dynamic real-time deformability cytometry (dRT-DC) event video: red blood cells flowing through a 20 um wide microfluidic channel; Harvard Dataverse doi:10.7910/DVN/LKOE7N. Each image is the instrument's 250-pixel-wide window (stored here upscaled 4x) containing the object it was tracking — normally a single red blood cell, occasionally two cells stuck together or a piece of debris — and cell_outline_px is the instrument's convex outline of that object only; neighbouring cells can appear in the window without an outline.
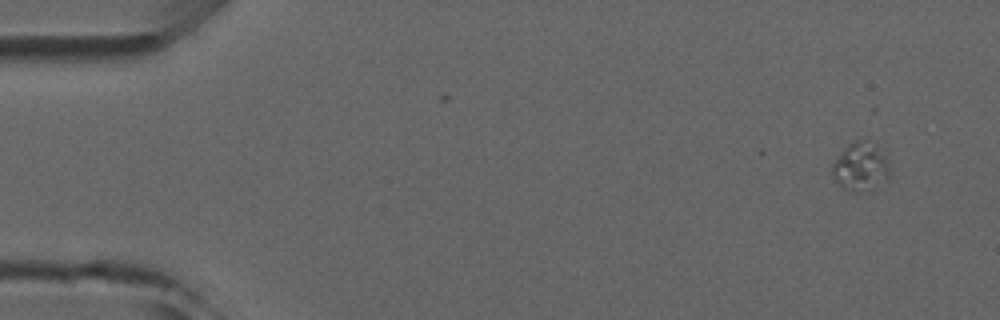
{"species": "common noctule bat (a hibernating species)", "species_latin": "Nyctalus noctula", "temperature_condition": "room temperature", "stored_images_in_passage": 7, "camera_frame_rate_fps": 3000, "um_per_image_px": 0.085, "animal": {"sex": "male", "forearm_length_mm": 52.5}, "frame": {"image": 1, "passage_image": 1, "time_ms": 0.0, "image_size_px": [1000, 320], "cell_outline_px": [[888, 180], [868, 192], [848, 192], [832, 176], [832, 164], [840, 152], [848, 144], [856, 140], [860, 140], [876, 144], [884, 148], [888, 160]], "centroid_in_image_um": [73.18, 14.18], "position_along_channel_um": 11.8, "area_um2": 16.65}}
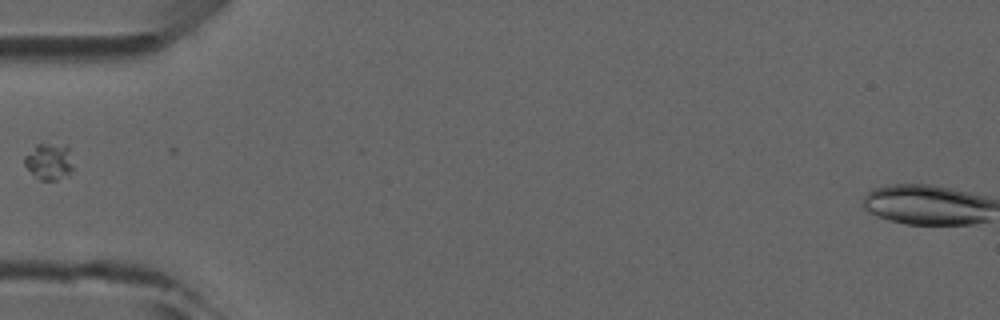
{"frame": {"image": 2, "passage_image": 5, "time_ms": 4.667, "image_size_px": [1000, 320], "cell_outline_px": [[72, 172], [56, 180], [40, 180], [24, 164], [24, 156], [36, 144], [68, 144], [72, 168]], "centroid_in_image_um": [4.17, 13.7], "position_along_channel_um": 80.8, "area_um2": 10.23}}
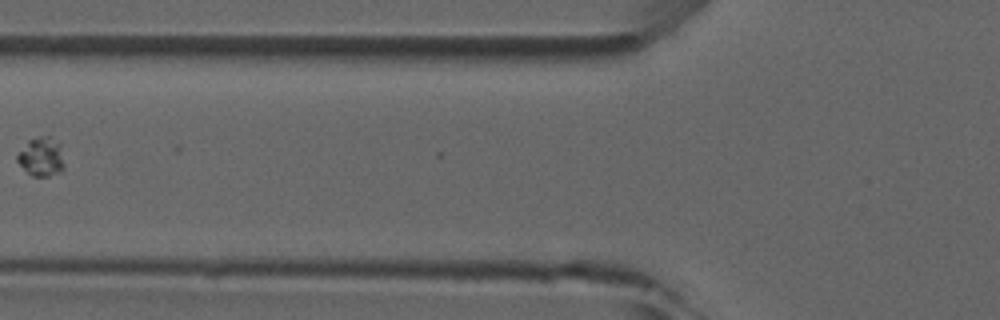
{"frame": {"image": 3, "passage_image": 6, "time_ms": 5.667, "image_size_px": [1000, 320], "cell_outline_px": [[64, 168], [60, 172], [48, 176], [32, 176], [16, 160], [16, 156], [28, 140], [40, 136], [48, 136], [60, 144], [64, 164]], "centroid_in_image_um": [3.52, 13.33], "position_along_channel_um": 122.3, "area_um2": 10.52}}